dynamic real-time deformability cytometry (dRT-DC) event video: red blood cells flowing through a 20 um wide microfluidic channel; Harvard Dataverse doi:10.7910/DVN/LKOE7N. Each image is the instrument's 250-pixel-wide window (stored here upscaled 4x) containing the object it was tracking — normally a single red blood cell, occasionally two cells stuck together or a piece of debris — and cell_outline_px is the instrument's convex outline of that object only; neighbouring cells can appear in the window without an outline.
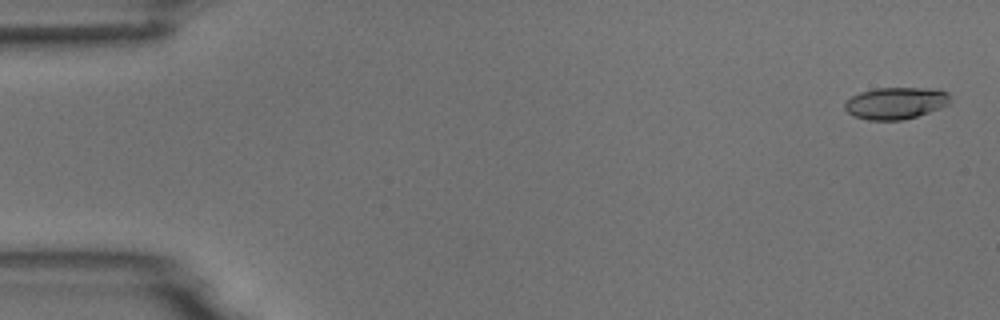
{"species": "common noctule bat (a hibernating species)", "species_latin": "Nyctalus noctula", "temperature_condition": "room temperature", "stored_images_in_passage": 5, "camera_frame_rate_fps": 3000, "um_per_image_px": 0.085, "animal": {"sex": "male", "body_mass_g": 18.8}, "frame": {"image": 1, "passage_image": 1, "time_ms": 0.0, "image_size_px": [1000, 320], "cell_outline_px": [[952, 100], [948, 104], [940, 108], [904, 120], [868, 120], [852, 116], [844, 108], [844, 104], [852, 96], [860, 92], [876, 88], [936, 88], [948, 92]], "centroid_in_image_um": [76.15, 8.76], "position_along_channel_um": 8.8, "area_um2": 19.71}}
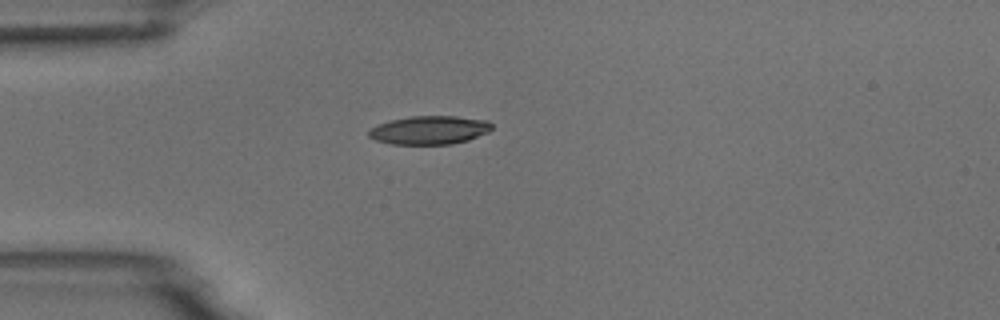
{"frame": {"image": 2, "passage_image": 5, "time_ms": 4.333, "image_size_px": [1000, 320], "cell_outline_px": [[492, 128], [488, 132], [468, 140], [452, 144], [392, 144], [376, 140], [368, 136], [368, 132], [376, 124], [392, 120], [412, 116], [456, 116], [488, 120], [492, 124]], "centroid_in_image_um": [36.52, 11.05], "position_along_channel_um": 48.5, "area_um2": 20.4}}